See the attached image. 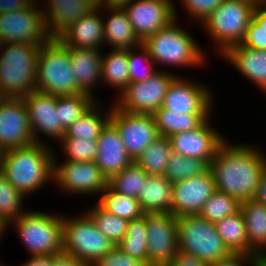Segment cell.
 Listing matches in <instances>:
<instances>
[{"mask_svg":"<svg viewBox=\"0 0 266 266\" xmlns=\"http://www.w3.org/2000/svg\"><path fill=\"white\" fill-rule=\"evenodd\" d=\"M251 142L234 143L227 138L209 165L216 190L240 203L253 199L258 181L265 172L263 146Z\"/></svg>","mask_w":266,"mask_h":266,"instance_id":"cell-1","label":"cell"},{"mask_svg":"<svg viewBox=\"0 0 266 266\" xmlns=\"http://www.w3.org/2000/svg\"><path fill=\"white\" fill-rule=\"evenodd\" d=\"M179 24L178 19H175L142 42L155 65L157 64V69L176 73L171 69L207 68V61L210 60L207 50L201 48L194 35Z\"/></svg>","mask_w":266,"mask_h":266,"instance_id":"cell-2","label":"cell"},{"mask_svg":"<svg viewBox=\"0 0 266 266\" xmlns=\"http://www.w3.org/2000/svg\"><path fill=\"white\" fill-rule=\"evenodd\" d=\"M54 154L55 148L43 143L7 150L2 174L28 197L29 202L32 195H38L39 190L42 192L48 184L52 185Z\"/></svg>","mask_w":266,"mask_h":266,"instance_id":"cell-3","label":"cell"},{"mask_svg":"<svg viewBox=\"0 0 266 266\" xmlns=\"http://www.w3.org/2000/svg\"><path fill=\"white\" fill-rule=\"evenodd\" d=\"M29 210L10 222L29 256L63 253V214Z\"/></svg>","mask_w":266,"mask_h":266,"instance_id":"cell-4","label":"cell"},{"mask_svg":"<svg viewBox=\"0 0 266 266\" xmlns=\"http://www.w3.org/2000/svg\"><path fill=\"white\" fill-rule=\"evenodd\" d=\"M40 46L0 44V91L5 98H24L36 90Z\"/></svg>","mask_w":266,"mask_h":266,"instance_id":"cell-5","label":"cell"},{"mask_svg":"<svg viewBox=\"0 0 266 266\" xmlns=\"http://www.w3.org/2000/svg\"><path fill=\"white\" fill-rule=\"evenodd\" d=\"M37 68L36 91L53 96L83 93L75 81L69 49L58 38L41 44Z\"/></svg>","mask_w":266,"mask_h":266,"instance_id":"cell-6","label":"cell"},{"mask_svg":"<svg viewBox=\"0 0 266 266\" xmlns=\"http://www.w3.org/2000/svg\"><path fill=\"white\" fill-rule=\"evenodd\" d=\"M255 6L242 0H223L199 25L209 37L213 53L222 55L229 47L243 40Z\"/></svg>","mask_w":266,"mask_h":266,"instance_id":"cell-7","label":"cell"},{"mask_svg":"<svg viewBox=\"0 0 266 266\" xmlns=\"http://www.w3.org/2000/svg\"><path fill=\"white\" fill-rule=\"evenodd\" d=\"M64 214L63 212V254L93 266L115 247L85 210L78 215Z\"/></svg>","mask_w":266,"mask_h":266,"instance_id":"cell-8","label":"cell"},{"mask_svg":"<svg viewBox=\"0 0 266 266\" xmlns=\"http://www.w3.org/2000/svg\"><path fill=\"white\" fill-rule=\"evenodd\" d=\"M177 234L179 251L200 258L208 266L231 254L215 224L199 214L178 217Z\"/></svg>","mask_w":266,"mask_h":266,"instance_id":"cell-9","label":"cell"},{"mask_svg":"<svg viewBox=\"0 0 266 266\" xmlns=\"http://www.w3.org/2000/svg\"><path fill=\"white\" fill-rule=\"evenodd\" d=\"M55 150L53 158V175L52 184L58 188V192L72 198L93 197L97 199L101 193L108 187V179L100 171L95 161L77 162V161H60L62 158L56 156ZM58 157V158H57Z\"/></svg>","mask_w":266,"mask_h":266,"instance_id":"cell-10","label":"cell"},{"mask_svg":"<svg viewBox=\"0 0 266 266\" xmlns=\"http://www.w3.org/2000/svg\"><path fill=\"white\" fill-rule=\"evenodd\" d=\"M179 76L170 71L158 70L146 81L129 83L111 101L116 109L124 112L153 114L162 107L169 85Z\"/></svg>","mask_w":266,"mask_h":266,"instance_id":"cell-11","label":"cell"},{"mask_svg":"<svg viewBox=\"0 0 266 266\" xmlns=\"http://www.w3.org/2000/svg\"><path fill=\"white\" fill-rule=\"evenodd\" d=\"M50 38L46 32L39 0L29 6L0 14V44L41 45Z\"/></svg>","mask_w":266,"mask_h":266,"instance_id":"cell-12","label":"cell"},{"mask_svg":"<svg viewBox=\"0 0 266 266\" xmlns=\"http://www.w3.org/2000/svg\"><path fill=\"white\" fill-rule=\"evenodd\" d=\"M198 81L186 75L177 76L168 87L162 107L182 115L214 114L217 104L213 88Z\"/></svg>","mask_w":266,"mask_h":266,"instance_id":"cell-13","label":"cell"},{"mask_svg":"<svg viewBox=\"0 0 266 266\" xmlns=\"http://www.w3.org/2000/svg\"><path fill=\"white\" fill-rule=\"evenodd\" d=\"M109 122L118 131L133 161L160 137L153 114L124 112L112 105Z\"/></svg>","mask_w":266,"mask_h":266,"instance_id":"cell-14","label":"cell"},{"mask_svg":"<svg viewBox=\"0 0 266 266\" xmlns=\"http://www.w3.org/2000/svg\"><path fill=\"white\" fill-rule=\"evenodd\" d=\"M147 265L169 266L179 250L177 217L171 213L146 214Z\"/></svg>","mask_w":266,"mask_h":266,"instance_id":"cell-15","label":"cell"},{"mask_svg":"<svg viewBox=\"0 0 266 266\" xmlns=\"http://www.w3.org/2000/svg\"><path fill=\"white\" fill-rule=\"evenodd\" d=\"M174 0H133L123 9L141 42L167 27L173 20L181 19Z\"/></svg>","mask_w":266,"mask_h":266,"instance_id":"cell-16","label":"cell"},{"mask_svg":"<svg viewBox=\"0 0 266 266\" xmlns=\"http://www.w3.org/2000/svg\"><path fill=\"white\" fill-rule=\"evenodd\" d=\"M213 115L195 129L168 137L173 152L186 158L201 159L209 166L217 149L227 140V136L213 125Z\"/></svg>","mask_w":266,"mask_h":266,"instance_id":"cell-17","label":"cell"},{"mask_svg":"<svg viewBox=\"0 0 266 266\" xmlns=\"http://www.w3.org/2000/svg\"><path fill=\"white\" fill-rule=\"evenodd\" d=\"M23 100L27 107L35 143L53 146L54 141L58 142L65 133L56 111V96L35 90L26 95Z\"/></svg>","mask_w":266,"mask_h":266,"instance_id":"cell-18","label":"cell"},{"mask_svg":"<svg viewBox=\"0 0 266 266\" xmlns=\"http://www.w3.org/2000/svg\"><path fill=\"white\" fill-rule=\"evenodd\" d=\"M34 143L23 98H5L0 104V146L7 151Z\"/></svg>","mask_w":266,"mask_h":266,"instance_id":"cell-19","label":"cell"},{"mask_svg":"<svg viewBox=\"0 0 266 266\" xmlns=\"http://www.w3.org/2000/svg\"><path fill=\"white\" fill-rule=\"evenodd\" d=\"M215 191V179L210 167L192 178L172 183V214L177 218L199 214Z\"/></svg>","mask_w":266,"mask_h":266,"instance_id":"cell-20","label":"cell"},{"mask_svg":"<svg viewBox=\"0 0 266 266\" xmlns=\"http://www.w3.org/2000/svg\"><path fill=\"white\" fill-rule=\"evenodd\" d=\"M39 2L46 32L51 38H57L73 22L91 14L99 7L98 0H39Z\"/></svg>","mask_w":266,"mask_h":266,"instance_id":"cell-21","label":"cell"},{"mask_svg":"<svg viewBox=\"0 0 266 266\" xmlns=\"http://www.w3.org/2000/svg\"><path fill=\"white\" fill-rule=\"evenodd\" d=\"M220 58L229 63L239 75L266 95V50L251 49L241 44L229 47Z\"/></svg>","mask_w":266,"mask_h":266,"instance_id":"cell-22","label":"cell"},{"mask_svg":"<svg viewBox=\"0 0 266 266\" xmlns=\"http://www.w3.org/2000/svg\"><path fill=\"white\" fill-rule=\"evenodd\" d=\"M134 161L127 153L116 128L108 122L97 139L95 163L107 179L127 168Z\"/></svg>","mask_w":266,"mask_h":266,"instance_id":"cell-23","label":"cell"},{"mask_svg":"<svg viewBox=\"0 0 266 266\" xmlns=\"http://www.w3.org/2000/svg\"><path fill=\"white\" fill-rule=\"evenodd\" d=\"M70 52L71 64L77 87L84 93L92 95L97 100L100 97L95 91L100 89L102 52L105 50L93 48L67 47Z\"/></svg>","mask_w":266,"mask_h":266,"instance_id":"cell-24","label":"cell"},{"mask_svg":"<svg viewBox=\"0 0 266 266\" xmlns=\"http://www.w3.org/2000/svg\"><path fill=\"white\" fill-rule=\"evenodd\" d=\"M66 47L104 48L102 8L73 22L57 37Z\"/></svg>","mask_w":266,"mask_h":266,"instance_id":"cell-25","label":"cell"},{"mask_svg":"<svg viewBox=\"0 0 266 266\" xmlns=\"http://www.w3.org/2000/svg\"><path fill=\"white\" fill-rule=\"evenodd\" d=\"M102 16L104 48L129 50L142 45L123 8H102Z\"/></svg>","mask_w":266,"mask_h":266,"instance_id":"cell-26","label":"cell"},{"mask_svg":"<svg viewBox=\"0 0 266 266\" xmlns=\"http://www.w3.org/2000/svg\"><path fill=\"white\" fill-rule=\"evenodd\" d=\"M172 183L163 175H148L138 194V201L145 214H172Z\"/></svg>","mask_w":266,"mask_h":266,"instance_id":"cell-27","label":"cell"},{"mask_svg":"<svg viewBox=\"0 0 266 266\" xmlns=\"http://www.w3.org/2000/svg\"><path fill=\"white\" fill-rule=\"evenodd\" d=\"M109 103L111 104L107 107V104H104L103 101L97 100L84 115L71 124L62 138L97 140L110 119L113 104L112 101ZM104 105L106 106L104 107Z\"/></svg>","mask_w":266,"mask_h":266,"instance_id":"cell-28","label":"cell"},{"mask_svg":"<svg viewBox=\"0 0 266 266\" xmlns=\"http://www.w3.org/2000/svg\"><path fill=\"white\" fill-rule=\"evenodd\" d=\"M249 246L260 256L266 257V205L255 199L240 203Z\"/></svg>","mask_w":266,"mask_h":266,"instance_id":"cell-29","label":"cell"},{"mask_svg":"<svg viewBox=\"0 0 266 266\" xmlns=\"http://www.w3.org/2000/svg\"><path fill=\"white\" fill-rule=\"evenodd\" d=\"M101 83L103 89L114 90L113 99L130 83L128 50L109 49L102 53Z\"/></svg>","mask_w":266,"mask_h":266,"instance_id":"cell-30","label":"cell"},{"mask_svg":"<svg viewBox=\"0 0 266 266\" xmlns=\"http://www.w3.org/2000/svg\"><path fill=\"white\" fill-rule=\"evenodd\" d=\"M216 231L231 253L260 257L248 244L246 224L242 212L224 217L215 223Z\"/></svg>","mask_w":266,"mask_h":266,"instance_id":"cell-31","label":"cell"},{"mask_svg":"<svg viewBox=\"0 0 266 266\" xmlns=\"http://www.w3.org/2000/svg\"><path fill=\"white\" fill-rule=\"evenodd\" d=\"M212 114H183L166 108H159L153 113L159 136L170 137L173 134L197 128Z\"/></svg>","mask_w":266,"mask_h":266,"instance_id":"cell-32","label":"cell"},{"mask_svg":"<svg viewBox=\"0 0 266 266\" xmlns=\"http://www.w3.org/2000/svg\"><path fill=\"white\" fill-rule=\"evenodd\" d=\"M172 152L169 138L160 136L134 162L148 175H163Z\"/></svg>","mask_w":266,"mask_h":266,"instance_id":"cell-33","label":"cell"},{"mask_svg":"<svg viewBox=\"0 0 266 266\" xmlns=\"http://www.w3.org/2000/svg\"><path fill=\"white\" fill-rule=\"evenodd\" d=\"M96 202L108 213L128 222L145 214L137 198L117 193L109 187L101 193Z\"/></svg>","mask_w":266,"mask_h":266,"instance_id":"cell-34","label":"cell"},{"mask_svg":"<svg viewBox=\"0 0 266 266\" xmlns=\"http://www.w3.org/2000/svg\"><path fill=\"white\" fill-rule=\"evenodd\" d=\"M96 101V98L84 92L76 95L56 96V111L58 112L62 130L65 132Z\"/></svg>","mask_w":266,"mask_h":266,"instance_id":"cell-35","label":"cell"},{"mask_svg":"<svg viewBox=\"0 0 266 266\" xmlns=\"http://www.w3.org/2000/svg\"><path fill=\"white\" fill-rule=\"evenodd\" d=\"M117 247L147 264L146 214L128 222L126 235Z\"/></svg>","mask_w":266,"mask_h":266,"instance_id":"cell-36","label":"cell"},{"mask_svg":"<svg viewBox=\"0 0 266 266\" xmlns=\"http://www.w3.org/2000/svg\"><path fill=\"white\" fill-rule=\"evenodd\" d=\"M93 203L82 210L91 216L97 228L117 246L126 235L128 221L108 213L97 202L93 201Z\"/></svg>","mask_w":266,"mask_h":266,"instance_id":"cell-37","label":"cell"},{"mask_svg":"<svg viewBox=\"0 0 266 266\" xmlns=\"http://www.w3.org/2000/svg\"><path fill=\"white\" fill-rule=\"evenodd\" d=\"M148 174L135 162L108 179V187L125 196L138 198Z\"/></svg>","mask_w":266,"mask_h":266,"instance_id":"cell-38","label":"cell"},{"mask_svg":"<svg viewBox=\"0 0 266 266\" xmlns=\"http://www.w3.org/2000/svg\"><path fill=\"white\" fill-rule=\"evenodd\" d=\"M27 199L3 174L0 175V217L6 219L9 223L19 218L29 210L24 206Z\"/></svg>","mask_w":266,"mask_h":266,"instance_id":"cell-39","label":"cell"},{"mask_svg":"<svg viewBox=\"0 0 266 266\" xmlns=\"http://www.w3.org/2000/svg\"><path fill=\"white\" fill-rule=\"evenodd\" d=\"M209 166L201 159L186 158L174 152L168 158L163 176L171 183L192 178L204 172Z\"/></svg>","mask_w":266,"mask_h":266,"instance_id":"cell-40","label":"cell"},{"mask_svg":"<svg viewBox=\"0 0 266 266\" xmlns=\"http://www.w3.org/2000/svg\"><path fill=\"white\" fill-rule=\"evenodd\" d=\"M239 210L240 202L235 198L216 190L204 203L199 215L215 224L224 217L234 215Z\"/></svg>","mask_w":266,"mask_h":266,"instance_id":"cell-41","label":"cell"},{"mask_svg":"<svg viewBox=\"0 0 266 266\" xmlns=\"http://www.w3.org/2000/svg\"><path fill=\"white\" fill-rule=\"evenodd\" d=\"M59 143V144H58ZM57 145L64 157L62 161L92 162L97 157V140L61 138Z\"/></svg>","mask_w":266,"mask_h":266,"instance_id":"cell-42","label":"cell"},{"mask_svg":"<svg viewBox=\"0 0 266 266\" xmlns=\"http://www.w3.org/2000/svg\"><path fill=\"white\" fill-rule=\"evenodd\" d=\"M128 71L129 80L132 82L146 81L157 71V67L148 51L140 45L137 48L128 50Z\"/></svg>","mask_w":266,"mask_h":266,"instance_id":"cell-43","label":"cell"},{"mask_svg":"<svg viewBox=\"0 0 266 266\" xmlns=\"http://www.w3.org/2000/svg\"><path fill=\"white\" fill-rule=\"evenodd\" d=\"M189 23L200 25L222 3L223 0H178Z\"/></svg>","mask_w":266,"mask_h":266,"instance_id":"cell-44","label":"cell"},{"mask_svg":"<svg viewBox=\"0 0 266 266\" xmlns=\"http://www.w3.org/2000/svg\"><path fill=\"white\" fill-rule=\"evenodd\" d=\"M93 266H148L145 262L131 257L117 246L102 256Z\"/></svg>","mask_w":266,"mask_h":266,"instance_id":"cell-45","label":"cell"},{"mask_svg":"<svg viewBox=\"0 0 266 266\" xmlns=\"http://www.w3.org/2000/svg\"><path fill=\"white\" fill-rule=\"evenodd\" d=\"M240 44L251 49L266 50V30L252 18Z\"/></svg>","mask_w":266,"mask_h":266,"instance_id":"cell-46","label":"cell"},{"mask_svg":"<svg viewBox=\"0 0 266 266\" xmlns=\"http://www.w3.org/2000/svg\"><path fill=\"white\" fill-rule=\"evenodd\" d=\"M254 257L242 253H231L227 258L221 259L209 266H251Z\"/></svg>","mask_w":266,"mask_h":266,"instance_id":"cell-47","label":"cell"},{"mask_svg":"<svg viewBox=\"0 0 266 266\" xmlns=\"http://www.w3.org/2000/svg\"><path fill=\"white\" fill-rule=\"evenodd\" d=\"M169 266H208L205 262H203L200 258L184 253L181 251H177L175 254L172 263Z\"/></svg>","mask_w":266,"mask_h":266,"instance_id":"cell-48","label":"cell"},{"mask_svg":"<svg viewBox=\"0 0 266 266\" xmlns=\"http://www.w3.org/2000/svg\"><path fill=\"white\" fill-rule=\"evenodd\" d=\"M35 0H0V14L31 5Z\"/></svg>","mask_w":266,"mask_h":266,"instance_id":"cell-49","label":"cell"},{"mask_svg":"<svg viewBox=\"0 0 266 266\" xmlns=\"http://www.w3.org/2000/svg\"><path fill=\"white\" fill-rule=\"evenodd\" d=\"M19 266H53V255L28 256Z\"/></svg>","mask_w":266,"mask_h":266,"instance_id":"cell-50","label":"cell"},{"mask_svg":"<svg viewBox=\"0 0 266 266\" xmlns=\"http://www.w3.org/2000/svg\"><path fill=\"white\" fill-rule=\"evenodd\" d=\"M53 266H88L77 258L66 254L53 255Z\"/></svg>","mask_w":266,"mask_h":266,"instance_id":"cell-51","label":"cell"},{"mask_svg":"<svg viewBox=\"0 0 266 266\" xmlns=\"http://www.w3.org/2000/svg\"><path fill=\"white\" fill-rule=\"evenodd\" d=\"M252 18L258 23L261 28L266 30V4L262 3L255 6Z\"/></svg>","mask_w":266,"mask_h":266,"instance_id":"cell-52","label":"cell"},{"mask_svg":"<svg viewBox=\"0 0 266 266\" xmlns=\"http://www.w3.org/2000/svg\"><path fill=\"white\" fill-rule=\"evenodd\" d=\"M253 199L266 205V172L261 175L258 181L257 190Z\"/></svg>","mask_w":266,"mask_h":266,"instance_id":"cell-53","label":"cell"},{"mask_svg":"<svg viewBox=\"0 0 266 266\" xmlns=\"http://www.w3.org/2000/svg\"><path fill=\"white\" fill-rule=\"evenodd\" d=\"M133 0H98V6L101 8H124Z\"/></svg>","mask_w":266,"mask_h":266,"instance_id":"cell-54","label":"cell"},{"mask_svg":"<svg viewBox=\"0 0 266 266\" xmlns=\"http://www.w3.org/2000/svg\"><path fill=\"white\" fill-rule=\"evenodd\" d=\"M10 229V223L6 220L0 217V243L2 242V238L4 239V234H8L6 231Z\"/></svg>","mask_w":266,"mask_h":266,"instance_id":"cell-55","label":"cell"},{"mask_svg":"<svg viewBox=\"0 0 266 266\" xmlns=\"http://www.w3.org/2000/svg\"><path fill=\"white\" fill-rule=\"evenodd\" d=\"M251 266H266V257H257Z\"/></svg>","mask_w":266,"mask_h":266,"instance_id":"cell-56","label":"cell"},{"mask_svg":"<svg viewBox=\"0 0 266 266\" xmlns=\"http://www.w3.org/2000/svg\"><path fill=\"white\" fill-rule=\"evenodd\" d=\"M242 1L249 2V3L253 4L254 6H257V5L264 3V0H242Z\"/></svg>","mask_w":266,"mask_h":266,"instance_id":"cell-57","label":"cell"},{"mask_svg":"<svg viewBox=\"0 0 266 266\" xmlns=\"http://www.w3.org/2000/svg\"><path fill=\"white\" fill-rule=\"evenodd\" d=\"M4 153H5V150L0 146V168H2V165H3Z\"/></svg>","mask_w":266,"mask_h":266,"instance_id":"cell-58","label":"cell"},{"mask_svg":"<svg viewBox=\"0 0 266 266\" xmlns=\"http://www.w3.org/2000/svg\"><path fill=\"white\" fill-rule=\"evenodd\" d=\"M263 155H264L265 172H266V151L265 150H263Z\"/></svg>","mask_w":266,"mask_h":266,"instance_id":"cell-59","label":"cell"},{"mask_svg":"<svg viewBox=\"0 0 266 266\" xmlns=\"http://www.w3.org/2000/svg\"><path fill=\"white\" fill-rule=\"evenodd\" d=\"M5 99V97L2 95V92L0 91V104L2 103V101Z\"/></svg>","mask_w":266,"mask_h":266,"instance_id":"cell-60","label":"cell"}]
</instances>
